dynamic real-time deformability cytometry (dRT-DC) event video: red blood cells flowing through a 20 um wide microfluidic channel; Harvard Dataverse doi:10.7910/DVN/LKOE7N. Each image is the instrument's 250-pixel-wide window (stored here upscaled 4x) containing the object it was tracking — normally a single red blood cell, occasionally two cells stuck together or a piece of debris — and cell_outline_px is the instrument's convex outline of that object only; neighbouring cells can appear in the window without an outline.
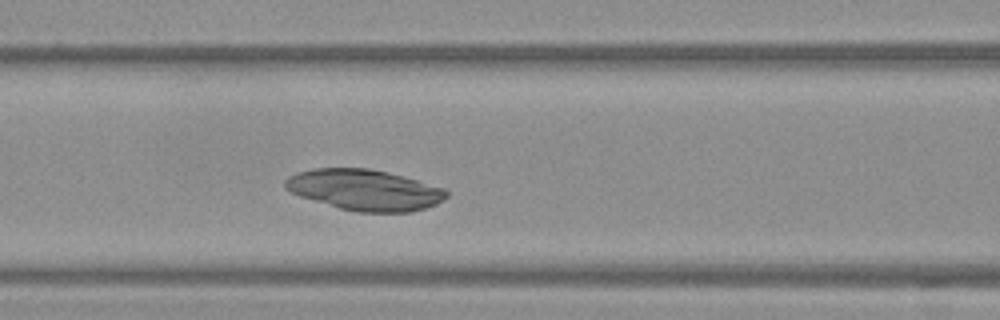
{"species": "Egyptian fruit bat (a non-hibernating species)", "species_latin": "Rousettus aegyptiacus", "temperature_condition": "warm", "stored_images_in_passage": 36, "camera_frame_rate_fps": 3000, "um_per_image_px": 0.085, "frame": {"image": 1, "passage_image": 7, "time_ms": 2.0, "image_size_px": [1000, 320], "cell_outline_px": [[448, 196], [436, 204], [424, 208], [408, 212], [360, 212], [340, 208], [300, 196], [284, 188], [284, 180], [288, 176], [296, 172], [312, 168], [368, 168], [388, 172], [404, 176], [444, 188], [448, 192]], "centroid_in_image_um": [30.97, 16.13], "position_along_channel_um": 135.6, "area_um2": 38.32}}